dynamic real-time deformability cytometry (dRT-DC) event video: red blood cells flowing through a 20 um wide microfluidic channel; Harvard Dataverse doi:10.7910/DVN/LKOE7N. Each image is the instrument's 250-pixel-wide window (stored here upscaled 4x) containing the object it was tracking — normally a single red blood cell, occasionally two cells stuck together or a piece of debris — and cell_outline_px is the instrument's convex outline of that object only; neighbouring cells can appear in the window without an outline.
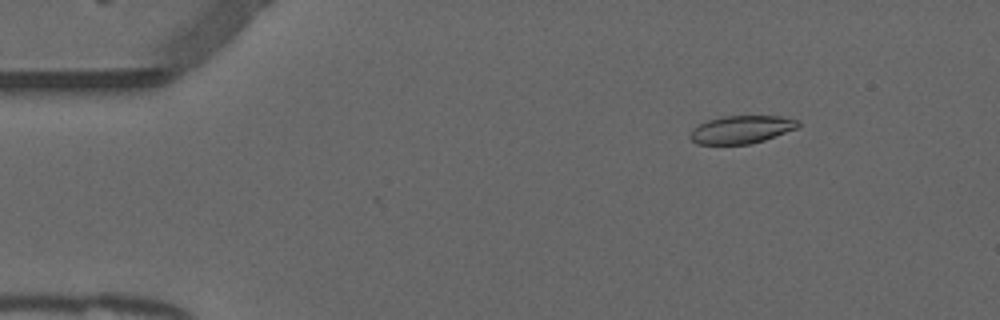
{"species": "common noctule bat (a hibernating species)", "species_latin": "Nyctalus noctula", "temperature_condition": "warm", "stored_images_in_passage": 53, "camera_frame_rate_fps": 3000, "um_per_image_px": 0.085, "animal": {"sex": "male", "forearm_length_mm": 52.5}, "frame": {"image": 1, "passage_image": 7, "time_ms": 2.0, "image_size_px": [1000, 320], "cell_outline_px": [[800, 124], [796, 128], [764, 140], [748, 144], [696, 144], [688, 136], [692, 128], [708, 120], [724, 116], [780, 116], [796, 120]], "centroid_in_image_um": [62.97, 11.01], "position_along_channel_um": 22.0, "area_um2": 17.34}}
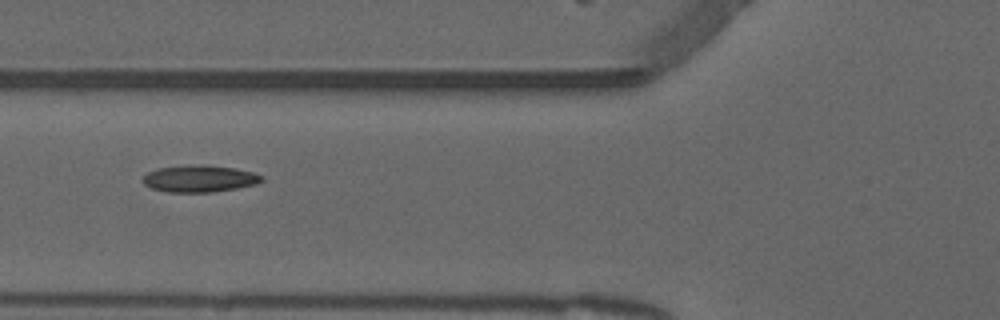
{"frame": {"image": 2, "passage_image": 20, "time_ms": 6.333, "image_size_px": [1000, 320], "cell_outline_px": [[264, 180], [256, 184], [236, 188], [212, 192], [168, 192], [152, 188], [144, 184], [144, 176], [148, 172], [156, 168], [188, 164], [204, 164], [236, 168], [252, 172], [264, 176]], "centroid_in_image_um": [16.97, 15.16], "position_along_channel_um": 108.8, "area_um2": 18.79}}
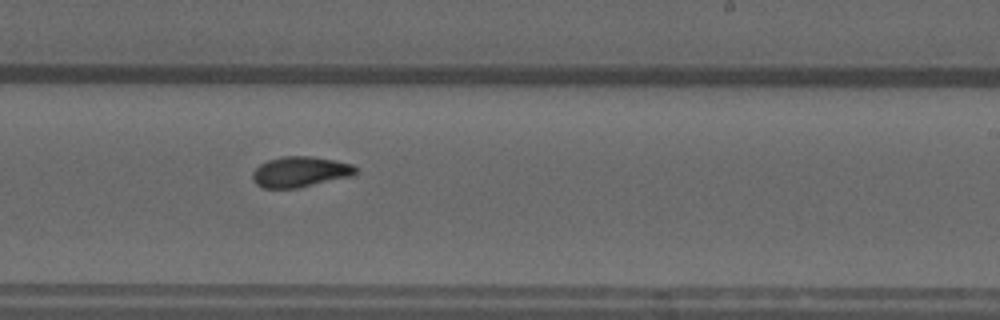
{"frame": {"image": 3, "passage_image": 32, "time_ms": 10.333, "image_size_px": [1000, 320], "cell_outline_px": [[356, 172], [352, 176], [296, 188], [264, 188], [256, 184], [252, 180], [252, 172], [260, 164], [268, 160], [280, 156], [312, 156], [336, 160], [352, 164], [356, 168]], "centroid_in_image_um": [25.49, 14.59], "position_along_channel_um": 263.5, "area_um2": 18.38}, "authors_computed_cell_mechanics": {"area_um2": 18.0336, "velocity_mm_per_s": 3.8667, "shape_relaxation_time_tau1_ms": null, "shape_relaxation_time_tau2_ms": 1.9054, "deformation_change_tau1": null, "deformation_change_tau2": 0.0696}}